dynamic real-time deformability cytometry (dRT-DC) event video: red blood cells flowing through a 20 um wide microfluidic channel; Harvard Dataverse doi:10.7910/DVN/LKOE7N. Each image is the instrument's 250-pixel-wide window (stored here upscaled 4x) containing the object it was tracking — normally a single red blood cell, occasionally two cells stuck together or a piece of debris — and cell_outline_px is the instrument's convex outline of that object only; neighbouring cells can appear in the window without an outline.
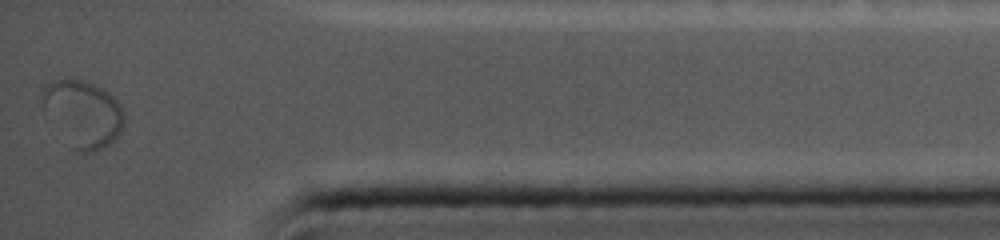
{"species": "common noctule bat (a hibernating species)", "species_latin": "Nyctalus noctula", "temperature_condition": "cold", "stored_images_in_passage": 48, "camera_frame_rate_fps": 5000, "um_per_image_px": 0.085, "animal": {"sex": "female", "body_mass_g": 19.0, "forearm_length_mm": 56.7}, "frame": {"image": 1, "passage_image": 48, "time_ms": 17.6, "image_size_px": [1000, 240], "cell_outline_px": [[124, 124], [120, 132], [108, 144], [92, 152], [76, 152], [72, 148], [44, 104], [40, 92], [52, 80], [64, 76], [80, 80], [104, 88], [120, 104], [124, 112]], "centroid_in_image_um": [7.1, 9.6], "position_along_channel_um": 428.1, "area_um2": 30.98}}